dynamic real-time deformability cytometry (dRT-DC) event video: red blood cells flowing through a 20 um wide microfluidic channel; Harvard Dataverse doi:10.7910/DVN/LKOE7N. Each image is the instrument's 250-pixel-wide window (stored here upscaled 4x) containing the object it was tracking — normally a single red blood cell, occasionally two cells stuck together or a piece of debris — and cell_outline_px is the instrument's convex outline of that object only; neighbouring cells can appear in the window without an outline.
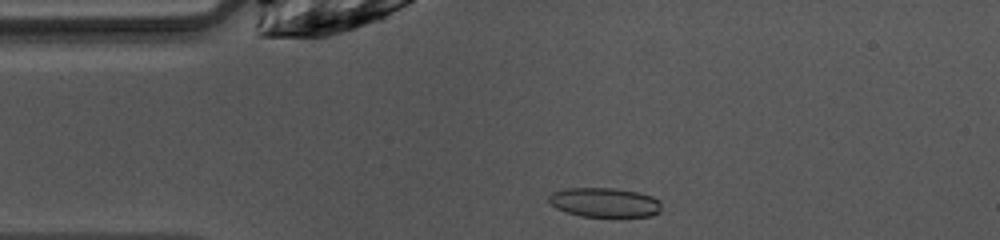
{"species": "common noctule bat (a hibernating species)", "species_latin": "Nyctalus noctula", "temperature_condition": "warm", "stored_images_in_passage": 40, "camera_frame_rate_fps": 3000, "um_per_image_px": 0.085, "animal": {"sex": "female", "body_mass_g": 10.0, "forearm_length_mm": 53.1}, "frame": {"image": 1, "passage_image": 1, "time_ms": 0.0, "image_size_px": [1000, 240], "cell_outline_px": [[660, 212], [652, 216], [580, 216], [556, 208], [548, 200], [548, 196], [552, 192], [564, 188], [612, 188], [636, 192], [652, 196], [660, 200]], "centroid_in_image_um": [51.38, 17.2], "position_along_channel_um": 33.6, "area_um2": 19.19}}
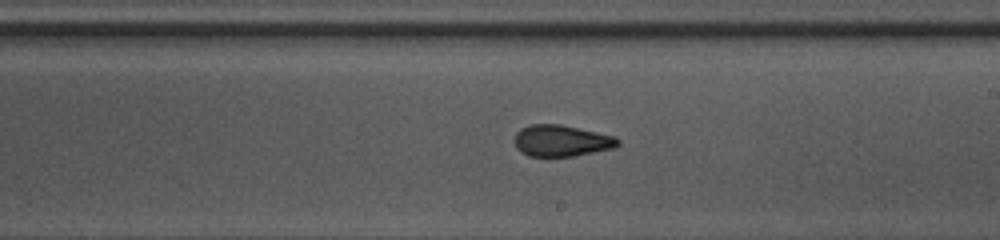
{"frame": {"image": 2, "passage_image": 18, "time_ms": 5.667, "image_size_px": [1000, 240], "cell_outline_px": [[620, 144], [612, 148], [572, 156], [528, 156], [520, 152], [516, 148], [516, 132], [520, 128], [528, 124], [560, 124], [616, 136], [620, 140]], "centroid_in_image_um": [47.71, 11.95], "position_along_channel_um": 241.3, "area_um2": 18.9}}
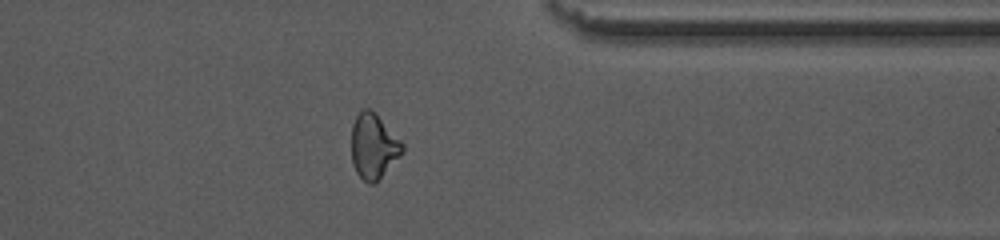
{"frame": {"image": 3, "passage_image": 29, "time_ms": 9.333, "image_size_px": [1000, 240], "cell_outline_px": [[404, 152], [372, 184], [368, 184], [356, 172], [352, 164], [352, 124], [356, 116], [364, 108], [368, 108], [376, 112], [404, 144]], "centroid_in_image_um": [31.75, 12.39], "position_along_channel_um": 379.7, "area_um2": 19.13}, "authors_computed_cell_mechanics": {"area_um2": 19.5075, "velocity_mm_per_s": 4.0717, "shape_relaxation_time_tau1_ms": 4.5818, "shape_relaxation_time_tau2_ms": 1.4005, "deformation_change_tau1": 0.125, "deformation_change_tau2": 0.0652}}